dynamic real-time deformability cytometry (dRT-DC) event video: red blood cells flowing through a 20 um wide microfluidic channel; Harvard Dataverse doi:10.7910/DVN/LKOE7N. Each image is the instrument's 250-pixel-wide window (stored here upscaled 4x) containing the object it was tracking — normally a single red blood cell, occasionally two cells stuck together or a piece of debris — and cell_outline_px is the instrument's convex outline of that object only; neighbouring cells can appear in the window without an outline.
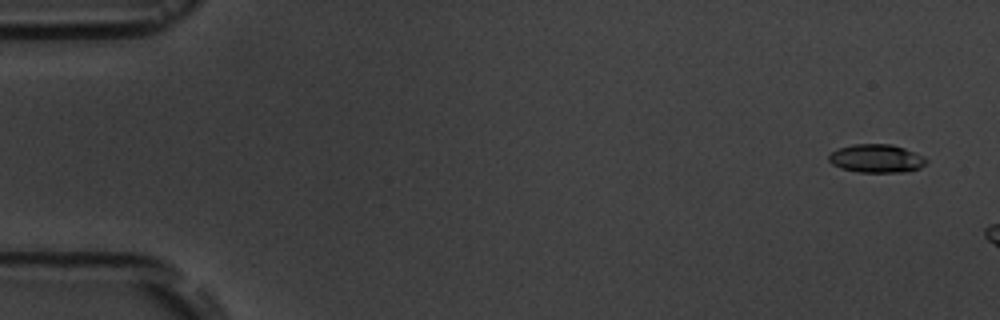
{"species": "common noctule bat (a hibernating species)", "species_latin": "Nyctalus noctula", "temperature_condition": "room temperature", "stored_images_in_passage": 2, "camera_frame_rate_fps": 3000, "um_per_image_px": 0.085, "animal": {"sex": "male", "body_mass_g": 19.5, "forearm_length_mm": 54.6}, "frame": {"image": 1, "passage_image": 1, "time_ms": 0.0, "image_size_px": [1000, 320], "cell_outline_px": [[928, 160], [920, 168], [900, 172], [860, 172], [840, 168], [832, 164], [828, 160], [828, 156], [836, 148], [852, 144], [892, 144], [904, 148], [924, 156]], "centroid_in_image_um": [74.47, 13.46], "position_along_channel_um": 10.5, "area_um2": 16.13}}